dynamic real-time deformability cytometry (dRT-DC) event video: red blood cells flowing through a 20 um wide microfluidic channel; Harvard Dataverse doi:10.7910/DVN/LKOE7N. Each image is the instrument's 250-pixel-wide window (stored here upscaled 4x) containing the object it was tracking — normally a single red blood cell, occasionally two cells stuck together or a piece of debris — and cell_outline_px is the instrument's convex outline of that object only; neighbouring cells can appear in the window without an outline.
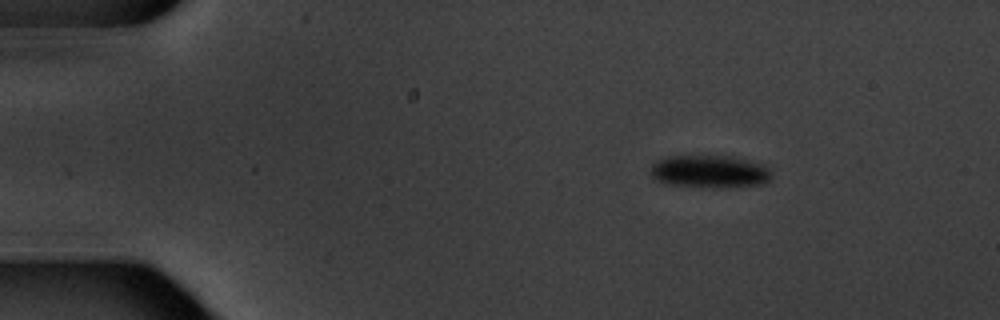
{"species": "common noctule bat (a hibernating species)", "species_latin": "Nyctalus noctula", "temperature_condition": "warm", "stored_images_in_passage": 4, "camera_frame_rate_fps": 3000, "um_per_image_px": 0.085, "animal": {"sex": "male", "body_mass_g": 20.1, "forearm_length_mm": 53.5}, "frame": {"image": 1, "passage_image": 1, "time_ms": 0.0, "image_size_px": [1000, 320], "cell_outline_px": [[768, 180], [760, 184], [724, 188], [712, 188], [668, 184], [652, 176], [648, 172], [652, 164], [656, 160], [668, 156], [732, 156], [764, 164], [768, 168]], "centroid_in_image_um": [60.27, 14.58], "position_along_channel_um": 24.7, "area_um2": 23.0}}
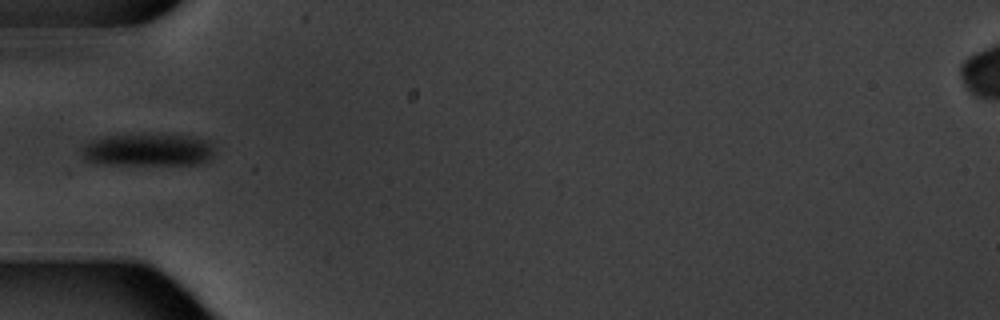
{"frame": {"image": 2, "passage_image": 4, "time_ms": 3.667, "image_size_px": [1000, 320], "cell_outline_px": [[212, 156], [204, 164], [96, 164], [84, 160], [80, 152], [80, 148], [88, 140], [104, 136], [168, 132], [192, 136], [212, 140]], "centroid_in_image_um": [12.56, 12.7], "position_along_channel_um": 72.4, "area_um2": 26.36}}